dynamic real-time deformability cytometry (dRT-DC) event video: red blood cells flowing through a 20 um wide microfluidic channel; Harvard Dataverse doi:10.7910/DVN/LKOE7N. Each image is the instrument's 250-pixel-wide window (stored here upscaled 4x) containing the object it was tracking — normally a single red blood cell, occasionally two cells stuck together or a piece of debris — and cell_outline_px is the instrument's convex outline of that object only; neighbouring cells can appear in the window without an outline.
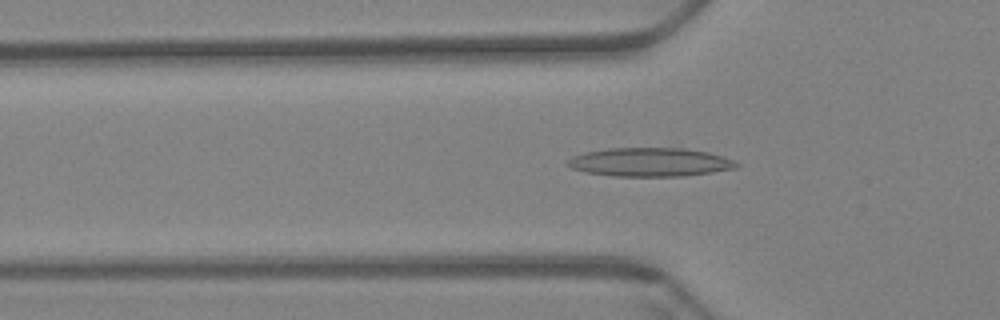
{"species": "Egyptian fruit bat (a non-hibernating species)", "species_latin": "Rousettus aegyptiacus", "temperature_condition": "warm", "stored_images_in_passage": 43, "camera_frame_rate_fps": 3000, "um_per_image_px": 0.085, "animal": {"sex": "female"}, "frame": {"image": 1, "passage_image": 8, "time_ms": 2.333, "image_size_px": [1000, 320], "cell_outline_px": [[740, 164], [736, 168], [712, 172], [680, 176], [612, 176], [584, 172], [572, 168], [568, 164], [568, 160], [572, 156], [584, 152], [608, 148], [680, 148], [708, 152], [732, 160]], "centroid_in_image_um": [55.21, 13.78], "position_along_channel_um": 70.6, "area_um2": 28.03}}
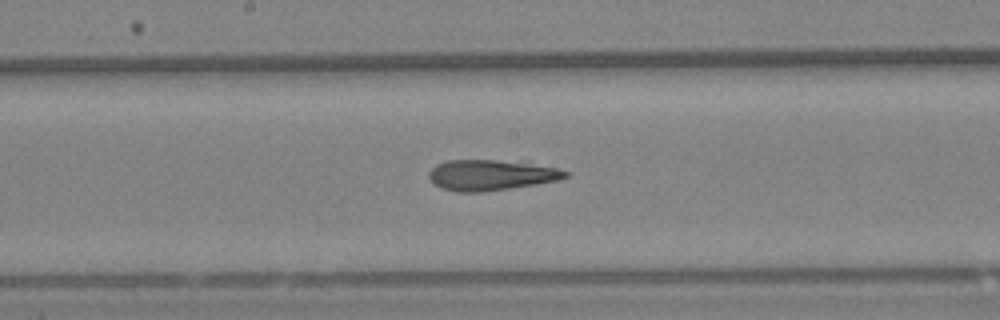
{"frame": {"image": 2, "passage_image": 20, "time_ms": 6.333, "image_size_px": [1000, 320], "cell_outline_px": [[568, 176], [556, 180], [536, 184], [484, 192], [456, 192], [440, 188], [428, 176], [428, 172], [436, 164], [448, 160], [496, 160], [528, 164], [556, 168], [568, 172]], "centroid_in_image_um": [41.66, 14.89], "position_along_channel_um": 206.5, "area_um2": 23.93}}
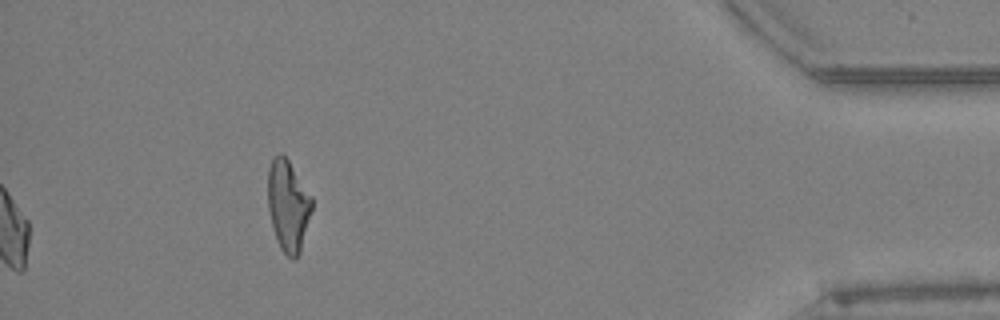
{"frame": {"image": 3, "passage_image": 43, "time_ms": 14.0, "image_size_px": [1000, 320], "cell_outline_px": [[312, 208], [300, 252], [296, 260], [292, 260], [280, 248], [276, 240], [272, 228], [268, 208], [268, 168], [272, 160], [280, 152], [288, 160], [312, 196]], "centroid_in_image_um": [24.48, 17.5], "position_along_channel_um": 410.7, "area_um2": 23.35}, "authors_computed_cell_mechanics": {"area_um2": 24.0448, "velocity_mm_per_s": 3.4038, "shape_relaxation_time_tau1_ms": null, "shape_relaxation_time_tau2_ms": 4.869, "deformation_change_tau1": null, "deformation_change_tau2": 0.1646}}